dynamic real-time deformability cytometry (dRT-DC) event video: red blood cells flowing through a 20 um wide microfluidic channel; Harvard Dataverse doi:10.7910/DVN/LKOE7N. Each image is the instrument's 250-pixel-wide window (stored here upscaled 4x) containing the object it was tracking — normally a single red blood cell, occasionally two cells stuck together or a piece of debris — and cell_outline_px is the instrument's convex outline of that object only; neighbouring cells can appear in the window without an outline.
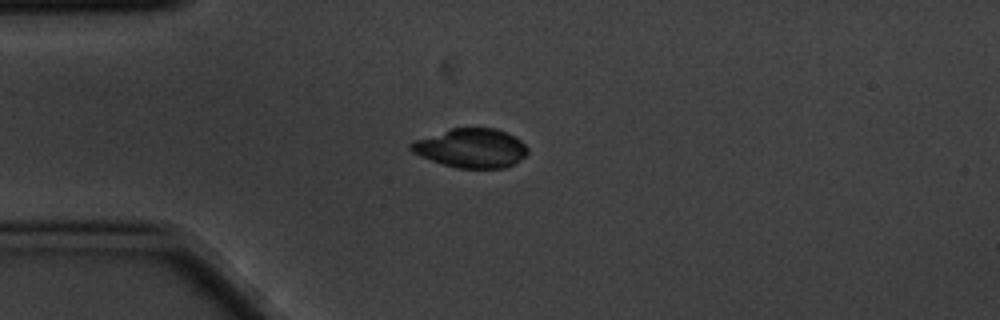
{"species": "common noctule bat (a hibernating species)", "species_latin": "Nyctalus noctula", "temperature_condition": "cold", "stored_images_in_passage": 2, "camera_frame_rate_fps": 3000, "um_per_image_px": 0.085, "animal": {"sex": "male", "body_mass_g": 20.1, "forearm_length_mm": 53.5}, "frame": {"image": 1, "passage_image": 1, "time_ms": 0.0, "image_size_px": [1000, 320], "cell_outline_px": [[528, 152], [520, 160], [504, 168], [456, 168], [432, 160], [412, 152], [408, 148], [408, 144], [412, 140], [452, 128], [496, 128], [520, 140], [528, 148]], "centroid_in_image_um": [40.01, 12.58], "position_along_channel_um": 45.0, "area_um2": 26.47}}